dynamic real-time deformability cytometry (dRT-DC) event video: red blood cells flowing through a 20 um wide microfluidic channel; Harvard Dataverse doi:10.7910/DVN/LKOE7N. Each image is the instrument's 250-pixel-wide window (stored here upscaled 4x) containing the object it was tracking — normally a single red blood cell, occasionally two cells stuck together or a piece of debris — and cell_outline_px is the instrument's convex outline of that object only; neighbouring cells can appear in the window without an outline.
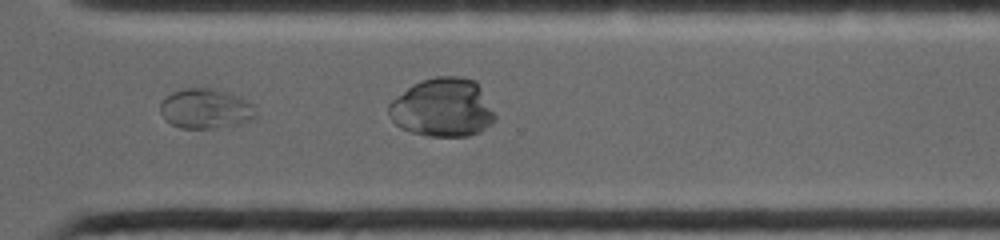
{"species": "common noctule bat (a hibernating species)", "species_latin": "Nyctalus noctula", "temperature_condition": "warm", "stored_images_in_passage": 17, "camera_frame_rate_fps": 4500, "um_per_image_px": 0.085, "animal": {"sex": "female", "body_mass_g": 19.0, "forearm_length_mm": 53.3}, "frame": {"image": 1, "passage_image": 15, "time_ms": 7.333, "image_size_px": [1000, 240], "cell_outline_px": [[256, 116], [252, 120], [240, 124], [216, 128], [180, 128], [172, 124], [160, 112], [160, 104], [172, 92], [184, 88], [212, 88], [236, 96], [256, 104]], "centroid_in_image_um": [17.53, 9.25], "position_along_channel_um": 353.1, "area_um2": 22.14}}